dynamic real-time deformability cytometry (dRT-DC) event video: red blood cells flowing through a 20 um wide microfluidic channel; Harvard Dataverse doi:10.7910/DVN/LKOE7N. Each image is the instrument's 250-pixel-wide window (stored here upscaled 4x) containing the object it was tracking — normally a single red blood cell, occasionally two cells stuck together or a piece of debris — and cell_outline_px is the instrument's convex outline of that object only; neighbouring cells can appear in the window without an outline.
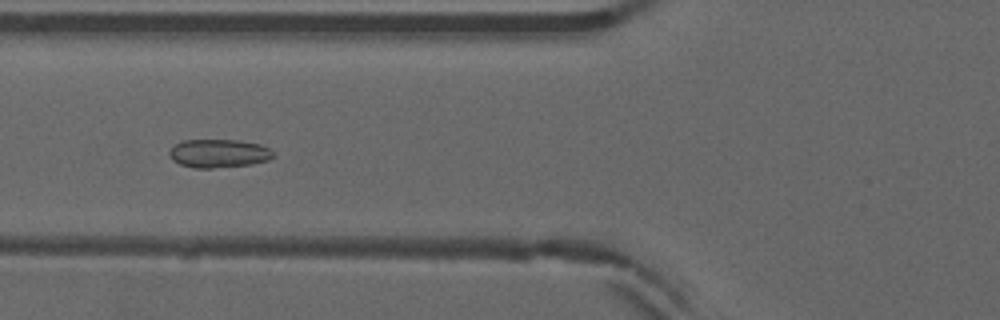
{"species": "common noctule bat (a hibernating species)", "species_latin": "Nyctalus noctula", "temperature_condition": "warm", "stored_images_in_passage": 38, "camera_frame_rate_fps": 3000, "um_per_image_px": 0.085, "animal": {"sex": "male", "forearm_length_mm": 52.5}, "frame": {"image": 1, "passage_image": 6, "time_ms": 1.667, "image_size_px": [1000, 320], "cell_outline_px": [[276, 156], [268, 160], [252, 164], [212, 168], [192, 168], [180, 164], [172, 160], [168, 156], [168, 152], [176, 144], [184, 140], [240, 140], [260, 144], [268, 148]], "centroid_in_image_um": [18.58, 13.04], "position_along_channel_um": 107.2, "area_um2": 17.28}}
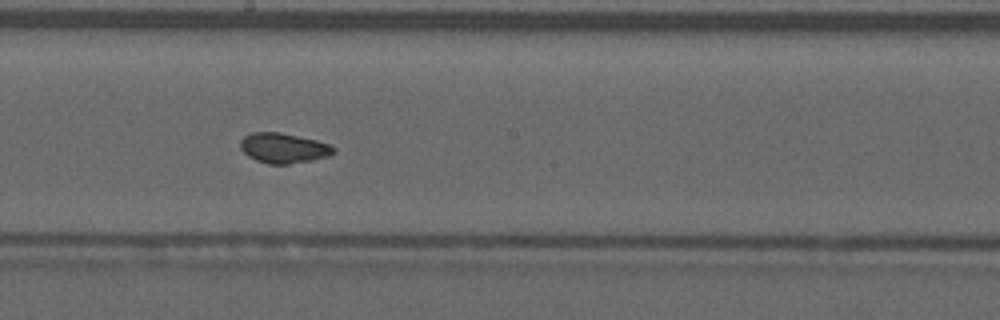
{"frame": {"image": 2, "passage_image": 15, "time_ms": 4.667, "image_size_px": [1000, 320], "cell_outline_px": [[336, 152], [328, 156], [312, 160], [288, 164], [268, 164], [256, 160], [248, 156], [240, 148], [240, 140], [244, 136], [252, 132], [280, 132], [316, 140], [328, 144], [336, 148]], "centroid_in_image_um": [24.09, 12.58], "position_along_channel_um": 224.1, "area_um2": 16.36}}
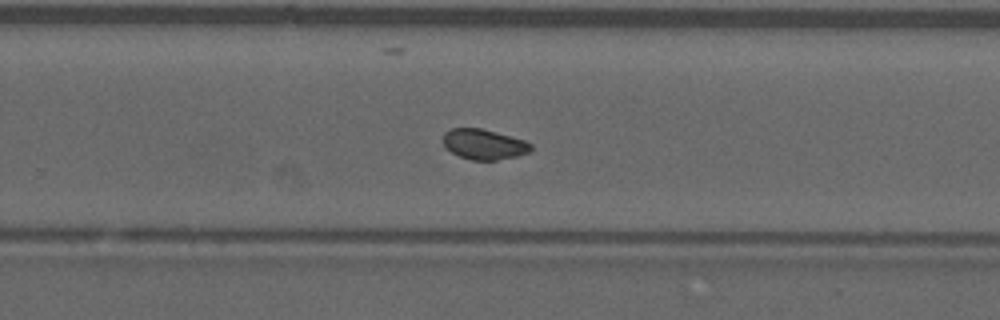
{"frame": {"image": 3, "passage_image": 20, "time_ms": 6.333, "image_size_px": [1000, 320], "cell_outline_px": [[532, 148], [528, 152], [516, 156], [496, 160], [472, 160], [460, 156], [444, 148], [444, 132], [452, 128], [480, 128], [524, 140], [532, 144]], "centroid_in_image_um": [41.11, 12.26], "position_along_channel_um": 288.7, "area_um2": 15.32}, "authors_computed_cell_mechanics": {"area_um2": 16.2129, "velocity_mm_per_s": 3.9049, "shape_relaxation_time_tau1_ms": null, "shape_relaxation_time_tau2_ms": 1.3815, "deformation_change_tau1": null, "deformation_change_tau2": 0.0403}}